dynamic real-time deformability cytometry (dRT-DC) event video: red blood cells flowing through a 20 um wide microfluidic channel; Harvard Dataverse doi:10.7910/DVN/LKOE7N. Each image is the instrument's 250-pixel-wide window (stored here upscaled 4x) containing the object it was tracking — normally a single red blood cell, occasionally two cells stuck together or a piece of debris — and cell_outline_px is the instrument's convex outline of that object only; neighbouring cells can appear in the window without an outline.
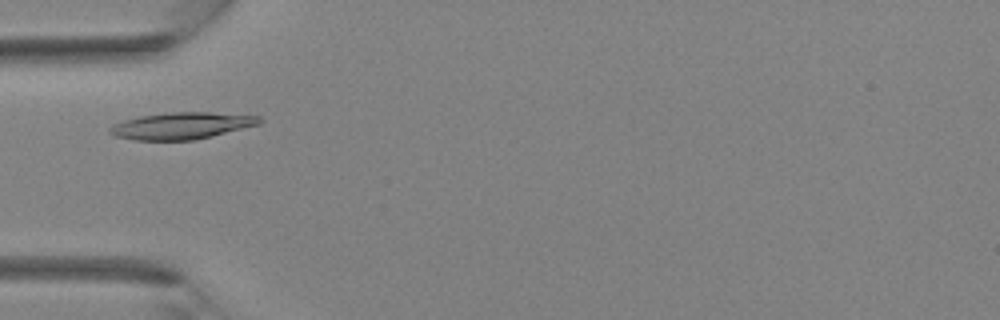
{"species": "Egyptian fruit bat (a non-hibernating species)", "species_latin": "Rousettus aegyptiacus", "temperature_condition": "room temperature", "stored_images_in_passage": 32, "camera_frame_rate_fps": 3000, "um_per_image_px": 0.085, "animal": {"sex": "female"}, "frame": {"image": 1, "passage_image": 7, "time_ms": 2.0, "image_size_px": [1000, 320], "cell_outline_px": [[264, 120], [260, 124], [212, 136], [192, 140], [132, 140], [116, 136], [108, 132], [108, 128], [112, 124], [124, 120], [140, 116], [168, 112], [208, 112], [260, 116]], "centroid_in_image_um": [15.42, 10.68], "position_along_channel_um": 69.6, "area_um2": 23.41}}
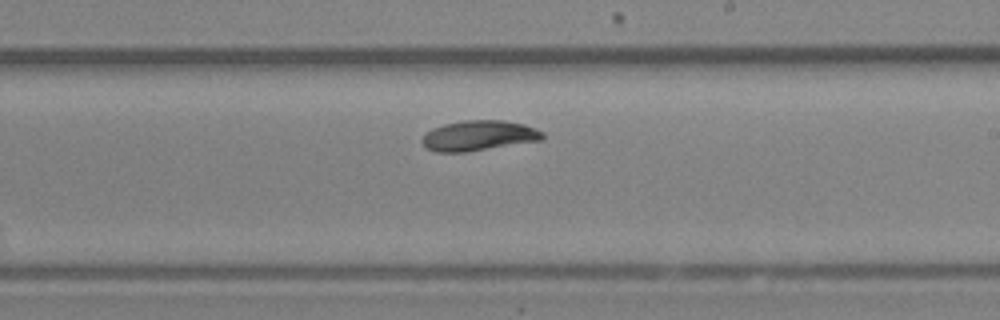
{"frame": {"image": 2, "passage_image": 17, "time_ms": 5.333, "image_size_px": [1000, 320], "cell_outline_px": [[544, 140], [464, 152], [436, 152], [428, 148], [420, 140], [424, 132], [432, 128], [444, 124], [464, 120], [504, 120], [524, 124], [536, 128], [544, 132]], "centroid_in_image_um": [40.7, 11.52], "position_along_channel_um": 248.3, "area_um2": 21.39}}
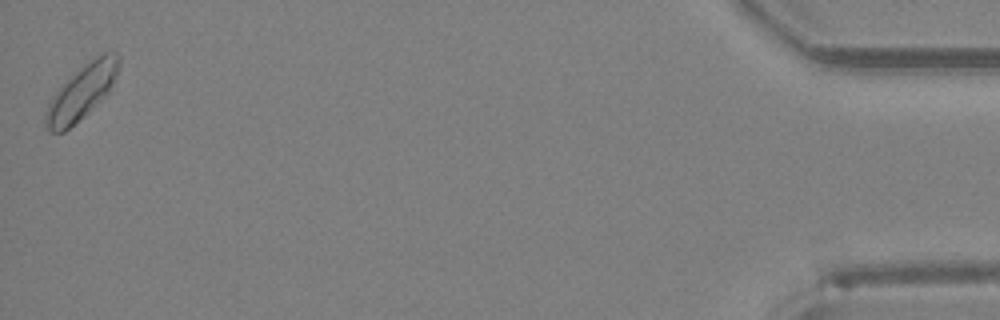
{"frame": {"image": 3, "passage_image": 32, "time_ms": 10.333, "image_size_px": [1000, 320], "cell_outline_px": [[120, 60], [116, 76], [108, 92], [84, 116], [64, 132], [52, 132], [44, 124], [44, 112], [52, 96], [84, 64], [96, 56], [104, 52], [116, 52], [120, 56]], "centroid_in_image_um": [6.94, 7.83], "position_along_channel_um": 428.3, "area_um2": 22.72}}